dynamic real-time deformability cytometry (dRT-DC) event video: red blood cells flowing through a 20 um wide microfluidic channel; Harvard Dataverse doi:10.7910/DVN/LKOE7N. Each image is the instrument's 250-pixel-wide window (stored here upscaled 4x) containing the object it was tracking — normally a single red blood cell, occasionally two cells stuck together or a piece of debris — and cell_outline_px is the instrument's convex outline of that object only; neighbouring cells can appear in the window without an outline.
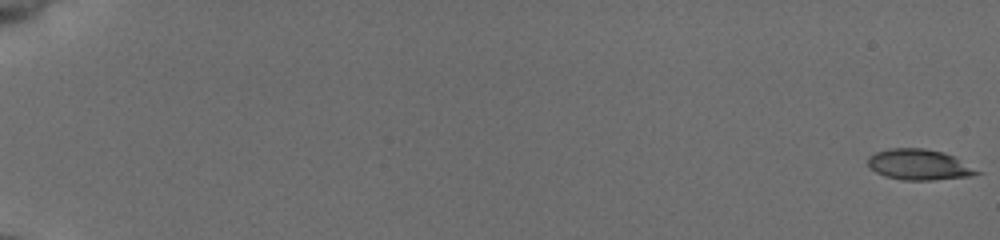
{"species": "common noctule bat (a hibernating species)", "species_latin": "Nyctalus noctula", "temperature_condition": "cold", "stored_images_in_passage": 54, "camera_frame_rate_fps": 3000, "um_per_image_px": 0.085, "animal": {"sex": "female", "body_mass_g": 19.5, "forearm_length_mm": 54.1}, "frame": {"image": 1, "passage_image": 1, "time_ms": 0.0, "image_size_px": [1000, 240], "cell_outline_px": [[984, 172], [972, 176], [932, 180], [904, 180], [884, 176], [876, 172], [868, 164], [868, 156], [876, 152], [888, 148], [924, 148], [944, 152]], "centroid_in_image_um": [78.14, 13.99], "position_along_channel_um": 6.9, "area_um2": 19.54}}
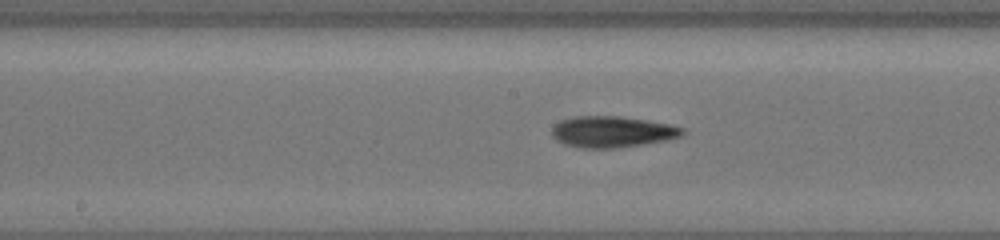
{"frame": {"image": 2, "passage_image": 32, "time_ms": 10.333, "image_size_px": [1000, 240], "cell_outline_px": [[684, 132], [680, 136], [668, 140], [616, 148], [580, 148], [564, 144], [556, 140], [552, 136], [552, 128], [560, 120], [576, 116], [616, 116], [644, 120], [668, 124], [684, 128]], "centroid_in_image_um": [52.0, 11.21], "position_along_channel_um": 196.2, "area_um2": 23.58}}
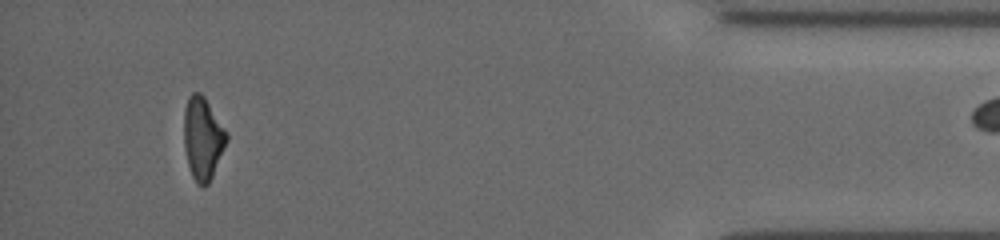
{"frame": {"image": 3, "passage_image": 53, "time_ms": 17.333, "image_size_px": [1000, 240], "cell_outline_px": [[228, 140], [212, 176], [208, 184], [204, 188], [196, 184], [192, 176], [188, 164], [184, 148], [184, 108], [188, 96], [192, 92], [200, 92], [204, 96], [228, 132]], "centroid_in_image_um": [17.23, 11.75], "position_along_channel_um": 418.0, "area_um2": 20.75}}